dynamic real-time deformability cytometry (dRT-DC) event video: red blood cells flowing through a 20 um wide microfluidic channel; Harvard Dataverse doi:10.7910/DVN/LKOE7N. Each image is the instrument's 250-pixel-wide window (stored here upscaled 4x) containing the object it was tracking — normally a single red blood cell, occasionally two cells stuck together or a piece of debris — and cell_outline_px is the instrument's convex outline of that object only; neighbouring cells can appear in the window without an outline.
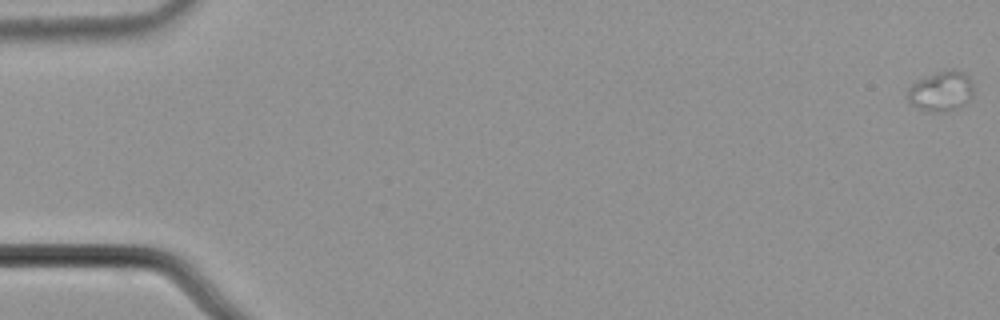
{"species": "common noctule bat (a hibernating species)", "species_latin": "Nyctalus noctula", "temperature_condition": "cold", "stored_images_in_passage": 30, "camera_frame_rate_fps": 3000, "um_per_image_px": 0.085, "animal": {"sex": "male", "body_mass_g": 21.5, "forearm_length_mm": 52.0}, "frame": {"image": 1, "passage_image": 1, "time_ms": 0.0, "image_size_px": [1000, 320], "cell_outline_px": [[972, 96], [964, 104], [948, 112], [936, 112], [920, 108], [912, 104], [908, 100], [908, 88], [912, 84], [936, 72], [952, 68], [964, 72], [968, 76], [972, 84]], "centroid_in_image_um": [80.02, 7.74], "position_along_channel_um": 5.0, "area_um2": 15.14}}